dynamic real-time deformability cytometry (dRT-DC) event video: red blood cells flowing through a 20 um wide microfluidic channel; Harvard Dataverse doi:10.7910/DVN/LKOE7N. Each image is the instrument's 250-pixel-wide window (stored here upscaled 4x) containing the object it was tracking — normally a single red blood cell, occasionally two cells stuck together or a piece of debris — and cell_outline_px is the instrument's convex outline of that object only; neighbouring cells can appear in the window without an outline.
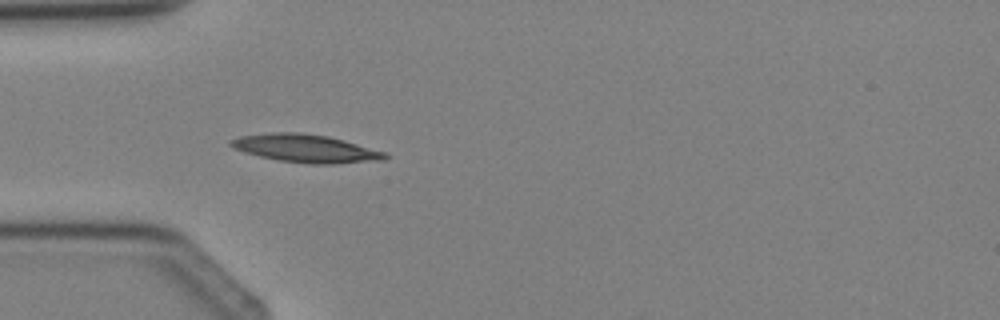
{"species": "Egyptian fruit bat (a non-hibernating species)", "species_latin": "Rousettus aegyptiacus", "temperature_condition": "cold", "stored_images_in_passage": 4, "camera_frame_rate_fps": 3000, "um_per_image_px": 0.085, "animal": {"sex": "female"}, "frame": {"image": 1, "passage_image": 4, "time_ms": 4.333, "image_size_px": [1000, 320], "cell_outline_px": [[388, 156], [384, 160], [332, 164], [308, 164], [280, 160], [260, 156], [244, 152], [232, 148], [228, 144], [228, 140], [240, 136], [272, 132], [300, 132], [328, 136], [344, 140], [384, 152]], "centroid_in_image_um": [25.94, 12.61], "position_along_channel_um": 59.1, "area_um2": 25.14}}